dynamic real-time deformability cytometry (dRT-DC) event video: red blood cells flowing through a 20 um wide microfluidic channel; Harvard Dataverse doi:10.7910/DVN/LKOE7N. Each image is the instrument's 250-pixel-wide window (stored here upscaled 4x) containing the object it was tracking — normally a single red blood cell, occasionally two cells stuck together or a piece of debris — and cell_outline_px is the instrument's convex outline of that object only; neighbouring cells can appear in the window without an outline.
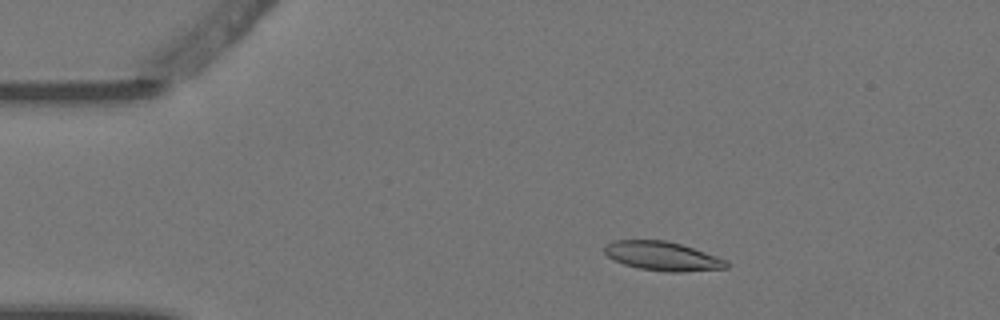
{"species": "Egyptian fruit bat (a non-hibernating species)", "species_latin": "Rousettus aegyptiacus", "temperature_condition": "warm", "stored_images_in_passage": 5, "camera_frame_rate_fps": 3000, "um_per_image_px": 0.085, "animal": {"sex": "female"}, "frame": {"image": 1, "passage_image": 2, "time_ms": 0.333, "image_size_px": [1000, 320], "cell_outline_px": [[732, 264], [728, 268], [684, 272], [664, 272], [640, 268], [624, 264], [612, 260], [604, 252], [604, 248], [612, 240], [664, 240], [680, 244], [728, 260]], "centroid_in_image_um": [56.34, 21.78], "position_along_channel_um": 28.7, "area_um2": 20.69}}
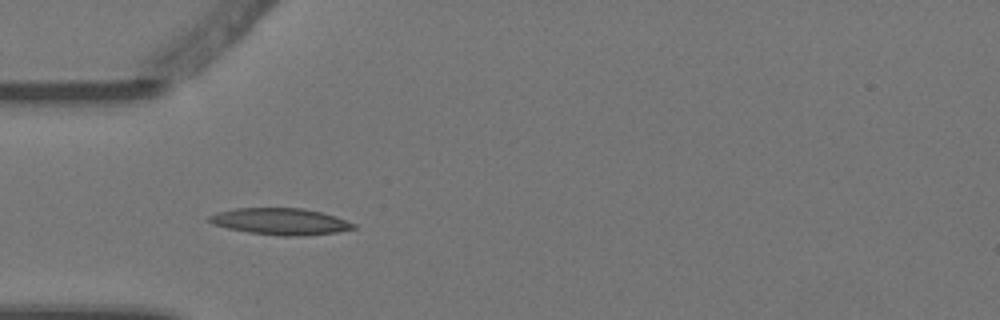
{"frame": {"image": 2, "passage_image": 4, "time_ms": 1.0, "image_size_px": [1000, 320], "cell_outline_px": [[356, 228], [336, 232], [304, 236], [280, 236], [248, 232], [228, 228], [212, 224], [208, 220], [208, 216], [216, 212], [236, 208], [304, 208], [336, 216], [356, 224]], "centroid_in_image_um": [23.83, 18.82], "position_along_channel_um": 61.2, "area_um2": 22.43}}
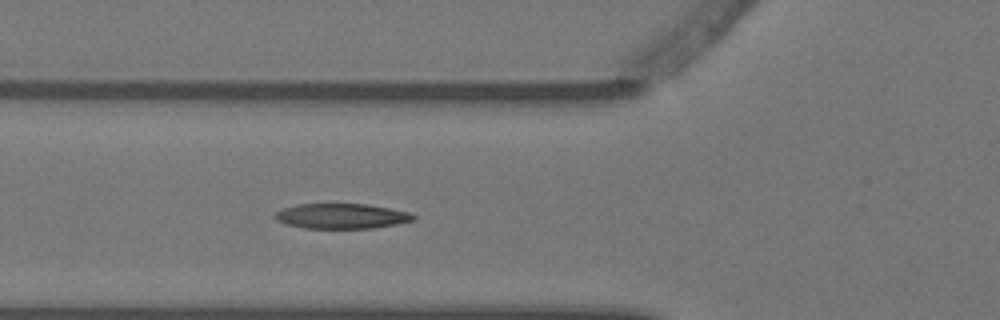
{"frame": {"image": 3, "passage_image": 5, "time_ms": 1.333, "image_size_px": [1000, 320], "cell_outline_px": [[416, 220], [400, 224], [372, 228], [304, 228], [288, 224], [276, 220], [276, 212], [284, 208], [296, 204], [368, 204], [408, 212], [416, 216]], "centroid_in_image_um": [29.08, 18.37], "position_along_channel_um": 96.7, "area_um2": 20.17}}